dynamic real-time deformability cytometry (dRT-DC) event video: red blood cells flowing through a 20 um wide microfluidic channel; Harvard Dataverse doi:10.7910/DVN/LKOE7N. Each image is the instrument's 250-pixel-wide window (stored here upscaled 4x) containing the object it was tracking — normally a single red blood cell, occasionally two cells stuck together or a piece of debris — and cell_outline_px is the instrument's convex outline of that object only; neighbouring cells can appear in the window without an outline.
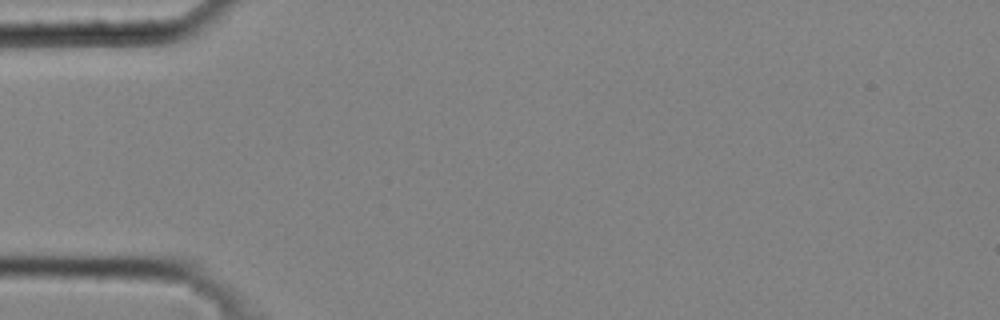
{"species": "common noctule bat (a hibernating species)", "species_latin": "Nyctalus noctula", "temperature_condition": "cold", "stored_images_in_passage": 1, "camera_frame_rate_fps": 3000, "um_per_image_px": 0.085, "animal": {"sex": "male", "body_mass_g": 20.4}, "frame": {"image": 1, "passage_image": 1, "time_ms": 0.0, "image_size_px": [1000, 320], "cell_outline_px": [[296, 16], [280, 40], [252, 68], [244, 64], [240, 60], [240, 52], [252, 32], [260, 24], [272, 16], [280, 12]], "centroid_in_image_um": [22.53, 3.25], "position_along_channel_um": 62.5, "area_um2": 10.35}}